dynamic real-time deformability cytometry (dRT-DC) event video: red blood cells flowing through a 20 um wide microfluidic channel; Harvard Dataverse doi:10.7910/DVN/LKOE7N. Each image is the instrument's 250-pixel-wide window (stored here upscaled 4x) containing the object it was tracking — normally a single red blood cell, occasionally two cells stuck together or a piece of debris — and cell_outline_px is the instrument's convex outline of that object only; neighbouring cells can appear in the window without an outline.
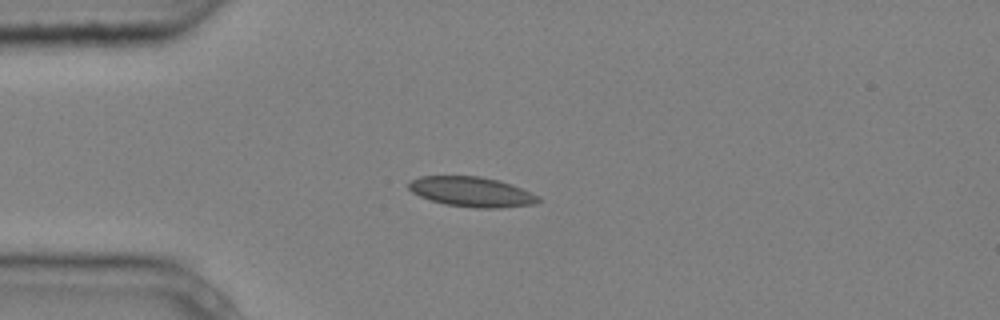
{"species": "common noctule bat (a hibernating species)", "species_latin": "Nyctalus noctula", "temperature_condition": "cold", "stored_images_in_passage": 7, "camera_frame_rate_fps": 3000, "um_per_image_px": 0.085, "animal": {"sex": "male", "body_mass_g": 20.4}, "frame": {"image": 1, "passage_image": 5, "time_ms": 1.333, "image_size_px": [1000, 320], "cell_outline_px": [[544, 200], [536, 204], [500, 208], [476, 208], [444, 204], [420, 196], [412, 192], [408, 188], [408, 184], [412, 180], [420, 176], [480, 176], [500, 180], [512, 184], [532, 192], [540, 196]], "centroid_in_image_um": [40.17, 16.31], "position_along_channel_um": 44.8, "area_um2": 22.89}}
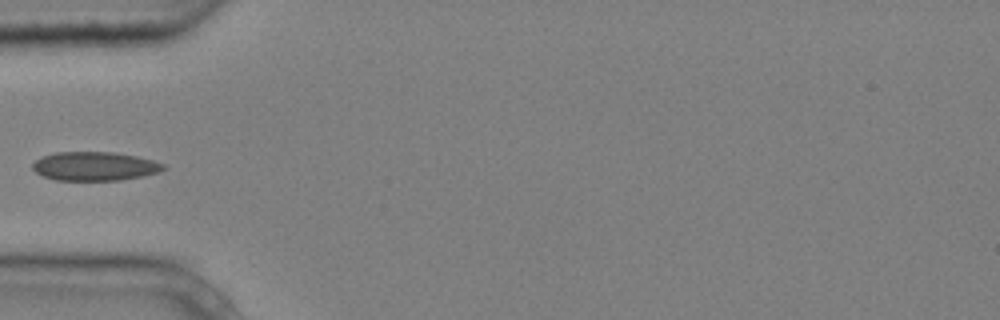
{"frame": {"image": 2, "passage_image": 6, "time_ms": 1.667, "image_size_px": [1000, 320], "cell_outline_px": [[164, 168], [160, 172], [120, 180], [56, 180], [44, 176], [36, 172], [32, 168], [32, 164], [36, 160], [44, 156], [56, 152], [116, 152], [136, 156], [152, 160], [164, 164]], "centroid_in_image_um": [8.04, 14.12], "position_along_channel_um": 77.0, "area_um2": 21.79}}
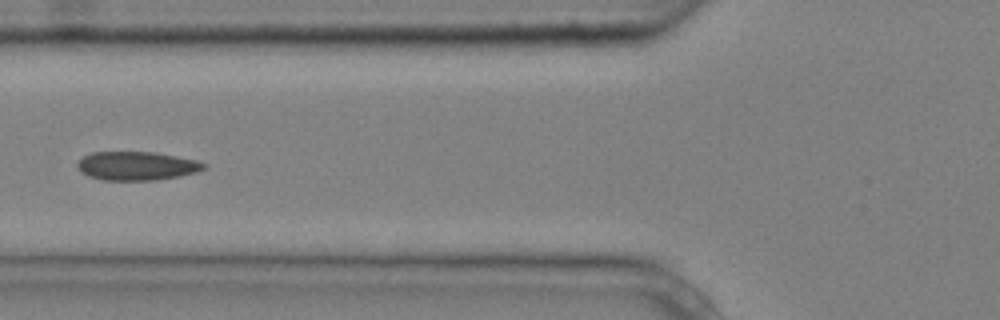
{"frame": {"image": 3, "passage_image": 7, "time_ms": 2.0, "image_size_px": [1000, 320], "cell_outline_px": [[208, 168], [196, 172], [180, 176], [156, 180], [104, 180], [88, 176], [80, 172], [76, 168], [76, 164], [84, 156], [92, 152], [156, 152], [196, 160], [208, 164]], "centroid_in_image_um": [11.63, 14.1], "position_along_channel_um": 114.2, "area_um2": 21.33}}